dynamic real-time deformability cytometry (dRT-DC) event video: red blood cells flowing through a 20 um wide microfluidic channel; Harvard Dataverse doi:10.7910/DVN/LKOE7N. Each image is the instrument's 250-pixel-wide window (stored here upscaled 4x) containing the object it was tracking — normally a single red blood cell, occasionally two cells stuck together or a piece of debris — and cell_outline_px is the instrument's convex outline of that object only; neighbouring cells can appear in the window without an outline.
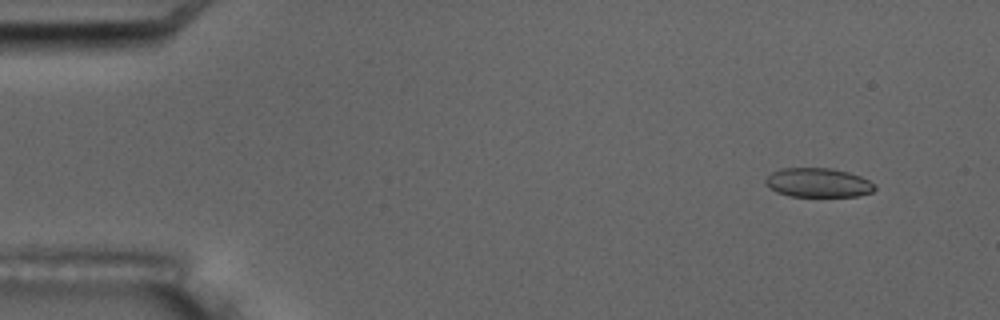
{"species": "common noctule bat (a hibernating species)", "species_latin": "Nyctalus noctula", "temperature_condition": "room temperature", "stored_images_in_passage": 6, "camera_frame_rate_fps": 3000, "um_per_image_px": 0.085, "animal": {"sex": "male", "body_mass_g": 17.5, "forearm_length_mm": 52.3}, "frame": {"image": 1, "passage_image": 2, "time_ms": 1.0, "image_size_px": [1000, 320], "cell_outline_px": [[876, 188], [872, 192], [856, 196], [788, 196], [776, 192], [764, 184], [764, 180], [772, 172], [780, 168], [832, 168], [848, 172], [860, 176], [876, 184]], "centroid_in_image_um": [69.52, 15.52], "position_along_channel_um": 15.5, "area_um2": 18.67}}